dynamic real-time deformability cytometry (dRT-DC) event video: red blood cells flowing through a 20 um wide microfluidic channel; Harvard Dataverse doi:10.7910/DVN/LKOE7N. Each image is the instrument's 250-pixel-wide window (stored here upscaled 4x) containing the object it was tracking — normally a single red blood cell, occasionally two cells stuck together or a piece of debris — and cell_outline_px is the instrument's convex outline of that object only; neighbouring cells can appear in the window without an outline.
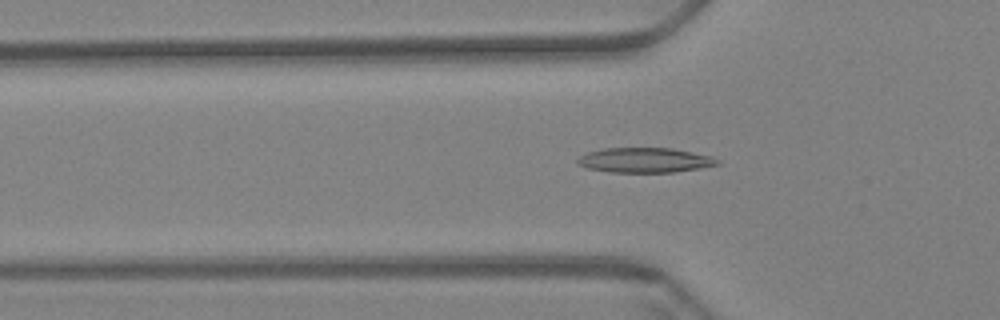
{"species": "Egyptian fruit bat (a non-hibernating species)", "species_latin": "Rousettus aegyptiacus", "temperature_condition": "warm", "stored_images_in_passage": 60, "camera_frame_rate_fps": 3000, "um_per_image_px": 0.085, "animal": {"sex": "female"}, "frame": {"image": 1, "passage_image": 20, "time_ms": 6.333, "image_size_px": [1000, 320], "cell_outline_px": [[720, 164], [700, 168], [672, 172], [608, 172], [588, 168], [576, 164], [576, 160], [580, 156], [588, 152], [604, 148], [672, 148], [712, 156], [720, 160]], "centroid_in_image_um": [54.81, 13.61], "position_along_channel_um": 71.0, "area_um2": 20.29}}
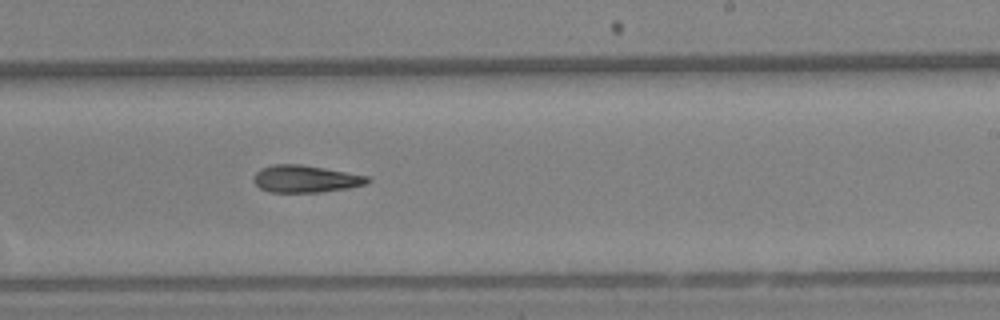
{"frame": {"image": 2, "passage_image": 37, "time_ms": 12.0, "image_size_px": [1000, 320], "cell_outline_px": [[372, 180], [368, 184], [348, 188], [320, 192], [268, 192], [260, 188], [252, 180], [256, 172], [260, 168], [272, 164], [300, 164], [324, 168], [368, 176]], "centroid_in_image_um": [25.96, 15.2], "position_along_channel_um": 263.0, "area_um2": 18.15}}
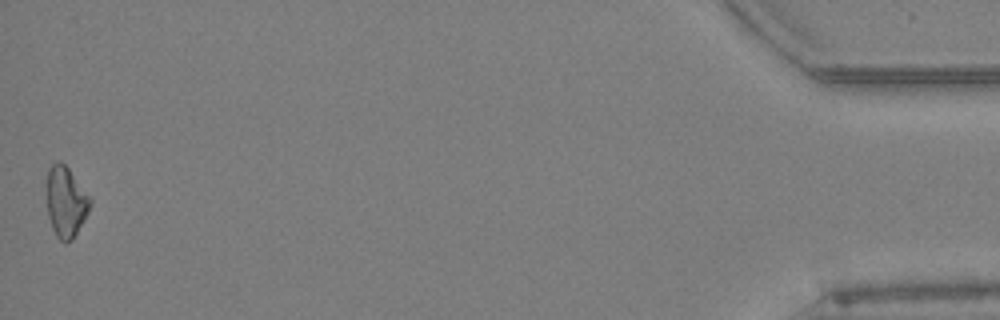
{"frame": {"image": 3, "passage_image": 60, "time_ms": 19.667, "image_size_px": [1000, 320], "cell_outline_px": [[92, 200], [88, 212], [84, 220], [72, 240], [64, 244], [56, 236], [52, 228], [48, 216], [44, 188], [48, 168], [52, 164], [60, 160], [68, 168]], "centroid_in_image_um": [5.54, 17.15], "position_along_channel_um": 429.7, "area_um2": 18.26}}